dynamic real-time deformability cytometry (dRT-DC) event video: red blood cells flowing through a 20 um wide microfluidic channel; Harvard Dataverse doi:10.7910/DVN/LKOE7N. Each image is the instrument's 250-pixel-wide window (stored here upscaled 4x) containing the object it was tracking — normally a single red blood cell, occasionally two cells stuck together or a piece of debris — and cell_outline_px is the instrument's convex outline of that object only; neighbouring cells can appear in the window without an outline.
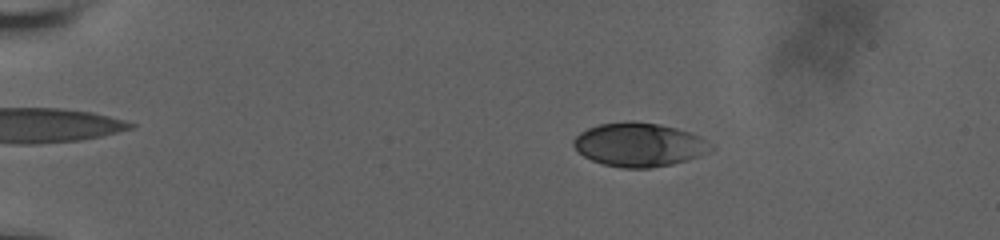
{"species": "human", "species_latin": "Homo sapiens", "temperature_condition": "room temperature", "stored_images_in_passage": 12, "camera_frame_rate_fps": 3000, "um_per_image_px": 0.085, "donor": {"sex": "male"}, "frame": {"image": 1, "passage_image": 6, "time_ms": 3.667, "image_size_px": [1000, 240], "cell_outline_px": [[716, 148], [700, 156], [688, 160], [672, 164], [648, 168], [624, 168], [604, 164], [592, 160], [584, 156], [572, 144], [572, 140], [580, 132], [588, 128], [600, 124], [632, 120], [660, 124], [692, 132], [700, 136], [712, 144]], "centroid_in_image_um": [54.36, 12.29], "position_along_channel_um": 30.6, "area_um2": 35.2}}
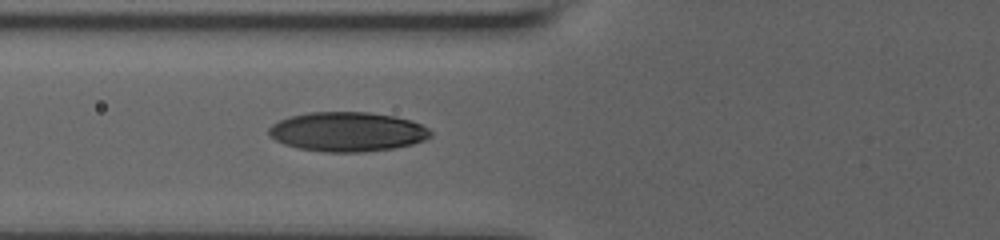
{"frame": {"image": 2, "passage_image": 12, "time_ms": 8.0, "image_size_px": [1000, 240], "cell_outline_px": [[432, 136], [424, 140], [412, 144], [396, 148], [364, 152], [324, 152], [300, 148], [284, 144], [276, 140], [268, 132], [268, 128], [272, 124], [288, 116], [308, 112], [368, 112], [396, 116], [412, 120], [428, 128], [432, 132]], "centroid_in_image_um": [29.55, 11.19], "position_along_channel_um": 96.2, "area_um2": 37.4}}